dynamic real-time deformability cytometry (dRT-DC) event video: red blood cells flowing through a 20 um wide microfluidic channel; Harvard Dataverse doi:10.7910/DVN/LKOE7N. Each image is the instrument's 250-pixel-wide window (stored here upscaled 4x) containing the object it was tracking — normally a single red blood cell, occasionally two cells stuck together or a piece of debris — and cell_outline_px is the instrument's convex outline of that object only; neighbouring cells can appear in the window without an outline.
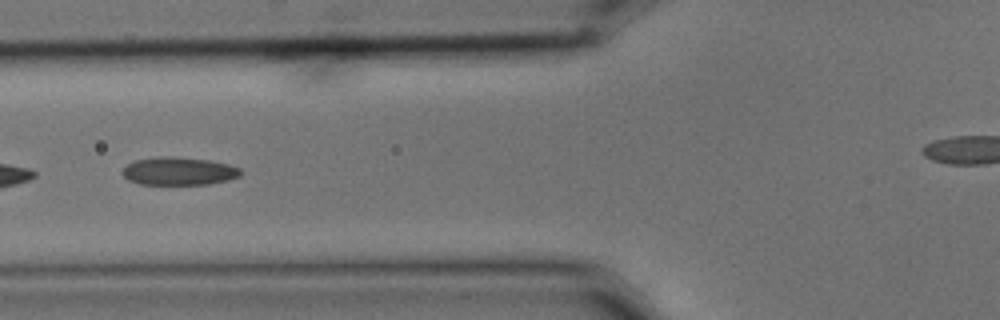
{"species": "common noctule bat (a hibernating species)", "species_latin": "Nyctalus noctula", "temperature_condition": "cold", "stored_images_in_passage": 10, "segment_of_instrument_passage": [1, 2], "camera_frame_rate_fps": 3000, "um_per_image_px": 0.085, "animal": {"sex": "male", "body_mass_g": 15.6}, "frame": {"image": 1, "passage_image": 5, "time_ms": 1.333, "image_size_px": [1000, 320], "cell_outline_px": [[244, 172], [240, 176], [228, 180], [208, 184], [140, 184], [128, 180], [120, 172], [128, 164], [136, 160], [160, 156], [172, 156], [208, 160], [228, 164], [240, 168]], "centroid_in_image_um": [15.21, 14.55], "position_along_channel_um": 110.6, "area_um2": 19.31}}
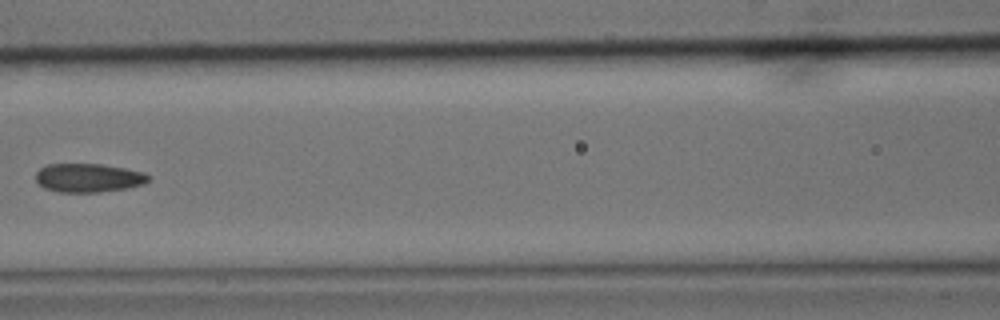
{"frame": {"image": 2, "passage_image": 6, "time_ms": 1.667, "image_size_px": [1000, 320], "cell_outline_px": [[152, 180], [144, 184], [128, 188], [100, 192], [56, 192], [44, 188], [36, 180], [36, 172], [40, 168], [48, 164], [100, 164], [124, 168], [144, 172], [152, 176]], "centroid_in_image_um": [7.56, 15.12], "position_along_channel_um": 159.0, "area_um2": 19.07}}
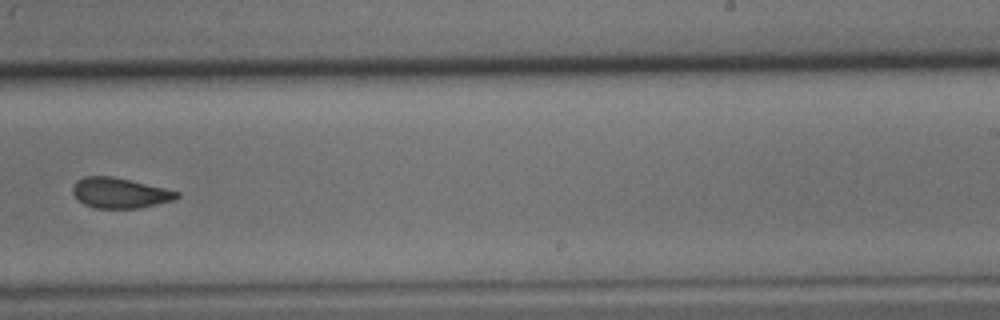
{"frame": {"image": 3, "passage_image": 9, "time_ms": 2.667, "image_size_px": [1000, 320], "cell_outline_px": [[180, 196], [172, 200], [156, 204], [136, 208], [96, 208], [84, 204], [72, 192], [72, 188], [76, 180], [84, 176], [112, 176], [164, 188], [180, 192]], "centroid_in_image_um": [10.16, 16.39], "position_along_channel_um": 278.8, "area_um2": 18.15}}